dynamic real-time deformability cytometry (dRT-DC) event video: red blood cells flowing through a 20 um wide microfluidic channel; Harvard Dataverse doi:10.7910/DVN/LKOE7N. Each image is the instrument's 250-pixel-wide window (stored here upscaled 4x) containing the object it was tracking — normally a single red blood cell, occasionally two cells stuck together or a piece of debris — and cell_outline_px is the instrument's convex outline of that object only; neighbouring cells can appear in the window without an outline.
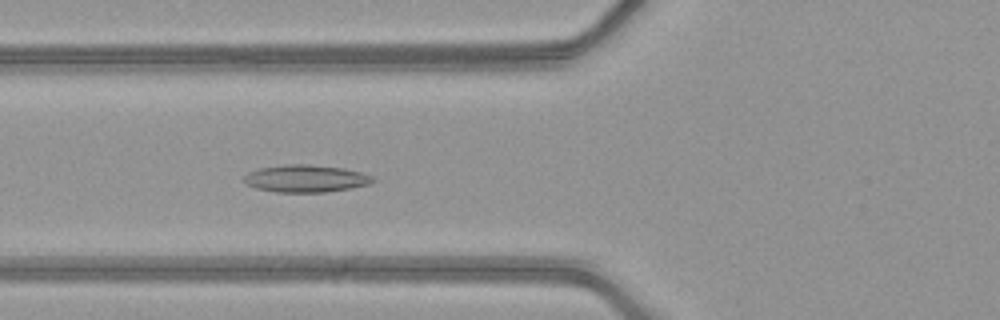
{"species": "common noctule bat (a hibernating species)", "species_latin": "Nyctalus noctula", "temperature_condition": "warm", "stored_images_in_passage": 35, "camera_frame_rate_fps": 3000, "um_per_image_px": 0.085, "animal": {"sex": "female", "body_mass_g": 21.9}, "frame": {"image": 1, "passage_image": 5, "time_ms": 1.333, "image_size_px": [1000, 320], "cell_outline_px": [[376, 180], [368, 184], [352, 188], [328, 192], [276, 192], [256, 188], [248, 184], [244, 180], [244, 176], [248, 172], [260, 168], [284, 164], [308, 164], [344, 168], [360, 172], [372, 176]], "centroid_in_image_um": [26.0, 15.17], "position_along_channel_um": 99.8, "area_um2": 20.52}}
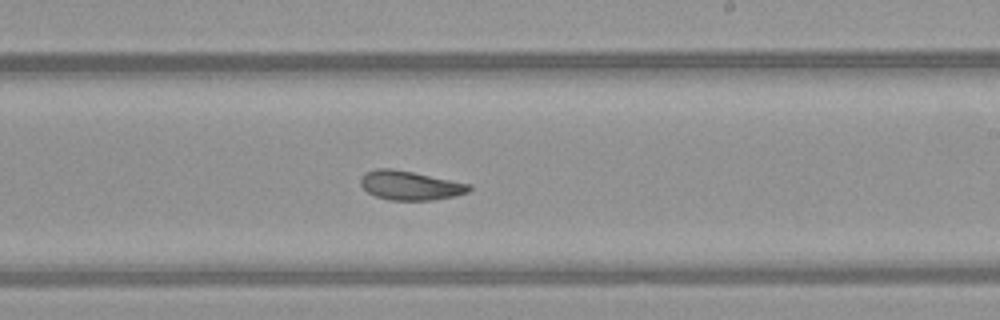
{"frame": {"image": 2, "passage_image": 16, "time_ms": 5.0, "image_size_px": [1000, 320], "cell_outline_px": [[472, 188], [468, 192], [456, 196], [432, 200], [388, 200], [376, 196], [368, 192], [360, 184], [360, 176], [364, 172], [376, 168], [392, 168], [472, 184]], "centroid_in_image_um": [34.85, 15.76], "position_along_channel_um": 254.1, "area_um2": 18.55}}
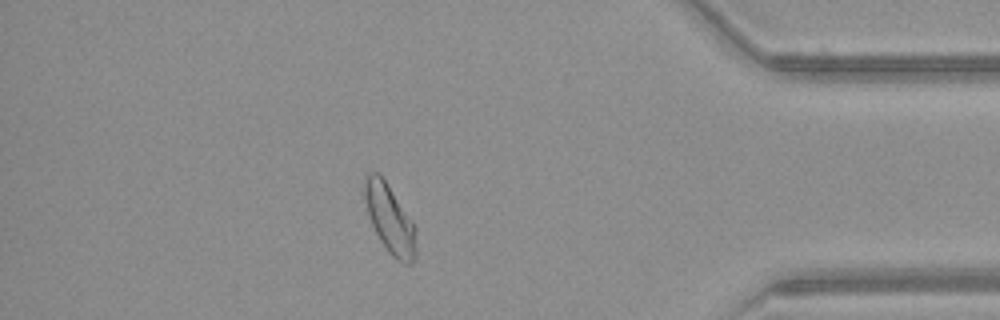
{"frame": {"image": 3, "passage_image": 29, "time_ms": 9.333, "image_size_px": [1000, 320], "cell_outline_px": [[416, 256], [412, 264], [404, 264], [396, 260], [388, 252], [380, 240], [372, 224], [368, 212], [364, 196], [364, 176], [368, 172], [376, 172], [384, 180], [416, 224]], "centroid_in_image_um": [33.17, 18.65], "position_along_channel_um": 402.0, "area_um2": 20.69}, "authors_computed_cell_mechanics": {"area_um2": 18.9584, "velocity_mm_per_s": 4.1875, "shape_relaxation_time_tau1_ms": null, "shape_relaxation_time_tau2_ms": 2.4571, "deformation_change_tau1": null, "deformation_change_tau2": 0.0854}}